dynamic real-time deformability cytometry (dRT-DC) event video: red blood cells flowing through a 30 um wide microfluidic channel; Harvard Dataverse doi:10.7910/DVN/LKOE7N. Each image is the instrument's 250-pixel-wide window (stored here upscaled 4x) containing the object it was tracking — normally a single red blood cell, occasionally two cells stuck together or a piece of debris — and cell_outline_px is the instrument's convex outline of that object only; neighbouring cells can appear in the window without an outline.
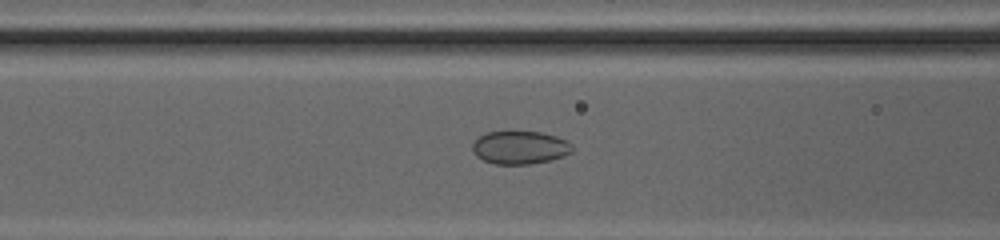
{"species": "common noctule bat (a hibernating species)", "species_latin": "Nyctalus noctula", "temperature_condition": "cold", "stored_images_in_passage": 32, "camera_frame_rate_fps": 3000, "um_per_image_px": 0.085, "animal": {"sex": "female", "body_mass_g": 20.0, "forearm_length_mm": 54.0}, "frame": {"image": 1, "passage_image": 8, "time_ms": 2.333, "image_size_px": [1000, 240], "cell_outline_px": [[572, 152], [564, 156], [532, 164], [496, 164], [484, 160], [476, 156], [472, 148], [472, 144], [480, 136], [488, 132], [540, 132], [556, 136], [568, 140], [572, 144]], "centroid_in_image_um": [44.22, 12.54], "position_along_channel_um": 122.4, "area_um2": 19.13}}
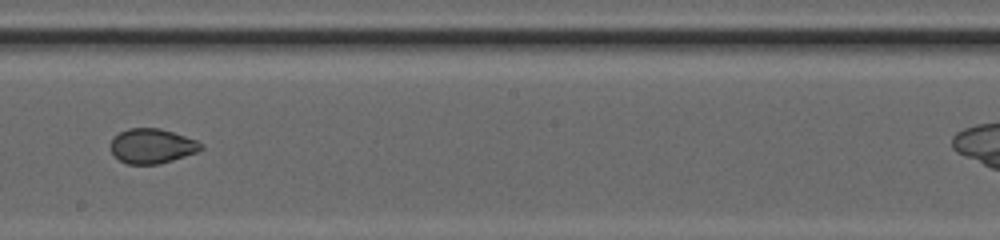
{"frame": {"image": 2, "passage_image": 16, "time_ms": 5.0, "image_size_px": [1000, 240], "cell_outline_px": [[204, 148], [196, 152], [172, 160], [156, 164], [128, 164], [120, 160], [112, 152], [112, 136], [128, 128], [160, 128], [196, 140]], "centroid_in_image_um": [12.9, 12.4], "position_along_channel_um": 235.3, "area_um2": 17.98}}
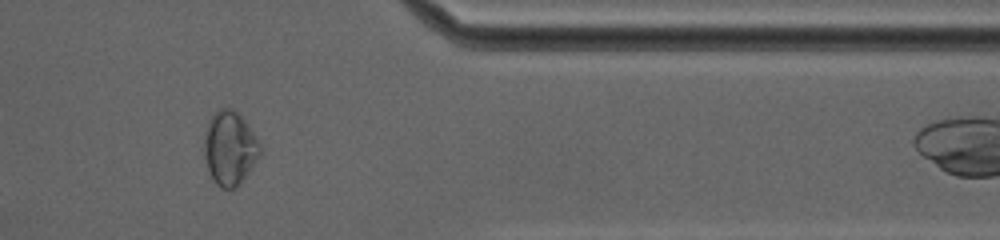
{"frame": {"image": 3, "passage_image": 28, "time_ms": 9.0, "image_size_px": [1000, 240], "cell_outline_px": [[260, 156], [236, 188], [220, 188], [216, 184], [208, 172], [204, 156], [204, 132], [208, 120], [220, 108], [232, 108], [244, 120], [260, 144]], "centroid_in_image_um": [19.49, 12.6], "position_along_channel_um": 391.9, "area_um2": 23.93}, "authors_computed_cell_mechanics": {"area_um2": 19.5942, "velocity_mm_per_s": 4.2234, "shape_relaxation_time_tau1_ms": 3.7366, "shape_relaxation_time_tau2_ms": 1.0202, "deformation_change_tau1": 0.0751, "deformation_change_tau2": 0.0372}}